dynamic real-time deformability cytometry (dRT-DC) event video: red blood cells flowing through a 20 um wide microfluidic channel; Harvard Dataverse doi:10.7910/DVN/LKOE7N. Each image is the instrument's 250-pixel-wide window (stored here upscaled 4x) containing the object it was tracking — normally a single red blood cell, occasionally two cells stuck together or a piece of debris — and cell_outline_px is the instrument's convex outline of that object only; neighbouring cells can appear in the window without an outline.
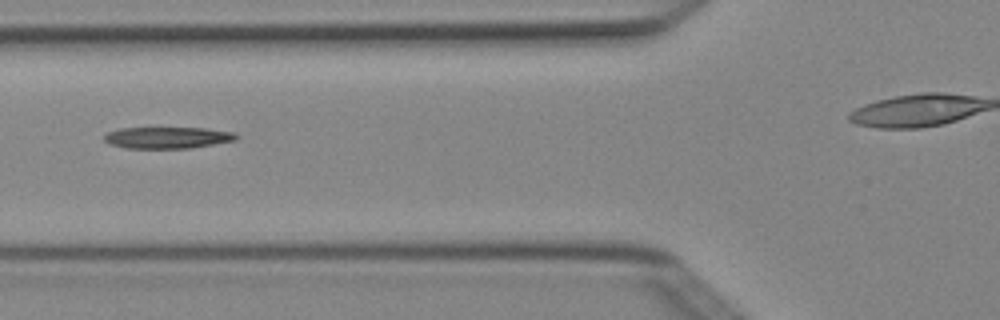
{"species": "Egyptian fruit bat (a non-hibernating species)", "species_latin": "Rousettus aegyptiacus", "temperature_condition": "cold", "stored_images_in_passage": 4, "camera_frame_rate_fps": 3000, "um_per_image_px": 0.085, "animal": {"sex": "female"}, "frame": {"image": 1, "passage_image": 3, "time_ms": 0.667, "image_size_px": [1000, 320], "cell_outline_px": [[236, 140], [192, 148], [124, 148], [112, 144], [104, 140], [104, 136], [108, 132], [120, 128], [204, 128], [236, 132]], "centroid_in_image_um": [14.25, 11.7], "position_along_channel_um": 111.5, "area_um2": 16.47}}
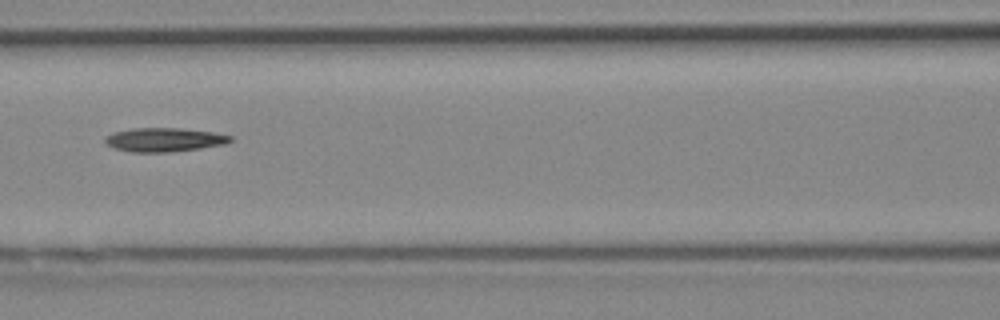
{"frame": {"image": 2, "passage_image": 4, "time_ms": 1.0, "image_size_px": [1000, 320], "cell_outline_px": [[232, 140], [224, 144], [200, 148], [168, 152], [132, 152], [116, 148], [108, 144], [104, 140], [104, 136], [112, 132], [132, 128], [180, 128], [212, 132], [232, 136]], "centroid_in_image_um": [13.93, 11.87], "position_along_channel_um": 152.7, "area_um2": 17.28}}